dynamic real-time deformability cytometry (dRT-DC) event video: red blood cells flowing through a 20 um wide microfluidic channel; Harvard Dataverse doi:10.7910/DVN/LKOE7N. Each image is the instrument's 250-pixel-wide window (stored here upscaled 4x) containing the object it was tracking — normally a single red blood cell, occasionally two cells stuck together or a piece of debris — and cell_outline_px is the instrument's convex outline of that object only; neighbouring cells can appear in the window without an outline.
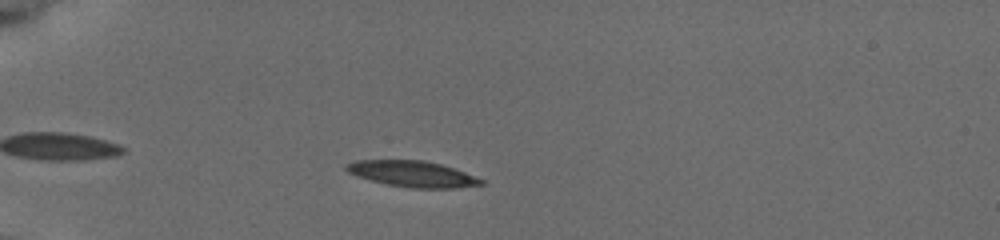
{"species": "common noctule bat (a hibernating species)", "species_latin": "Nyctalus noctula", "temperature_condition": "cold", "stored_images_in_passage": 43, "camera_frame_rate_fps": 3000, "um_per_image_px": 0.085, "animal": {"sex": "female", "body_mass_g": 19.5, "forearm_length_mm": 54.1}, "frame": {"image": 1, "passage_image": 8, "time_ms": 2.333, "image_size_px": [1000, 240], "cell_outline_px": [[484, 184], [452, 188], [412, 188], [388, 184], [368, 180], [356, 176], [348, 172], [344, 168], [344, 164], [356, 160], [424, 160], [440, 164], [464, 172], [484, 180]], "centroid_in_image_um": [34.99, 14.77], "position_along_channel_um": 50.0, "area_um2": 20.35}}
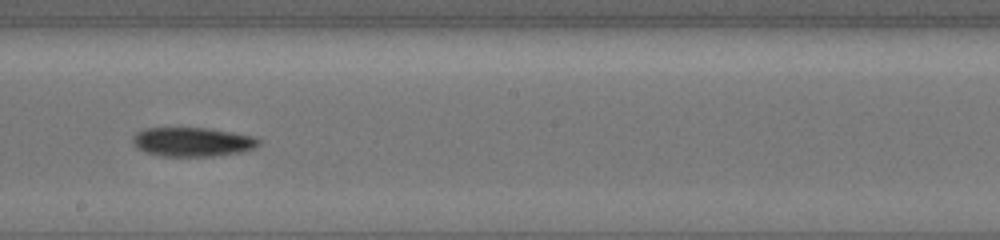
{"frame": {"image": 2, "passage_image": 25, "time_ms": 8.0, "image_size_px": [1000, 240], "cell_outline_px": [[260, 144], [252, 148], [240, 152], [212, 156], [160, 156], [144, 152], [136, 148], [132, 144], [132, 136], [136, 132], [144, 128], [208, 128], [252, 136], [260, 140]], "centroid_in_image_um": [16.27, 12.06], "position_along_channel_um": 231.9, "area_um2": 21.39}}
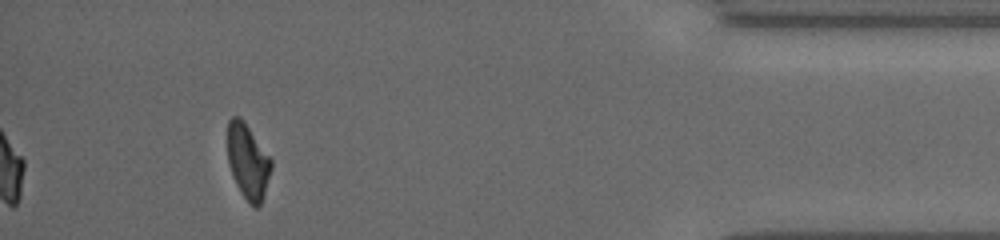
{"frame": {"image": 3, "passage_image": 43, "time_ms": 14.0, "image_size_px": [1000, 240], "cell_outline_px": [[272, 168], [260, 204], [256, 208], [240, 192], [232, 176], [228, 164], [228, 120], [232, 116], [240, 116], [244, 120], [272, 160]], "centroid_in_image_um": [21.05, 13.67], "position_along_channel_um": 414.1, "area_um2": 18.9}, "authors_computed_cell_mechanics": {"area_um2": 20.808, "velocity_mm_per_s": 3.7828, "shape_relaxation_time_tau1_ms": 10.8784, "shape_relaxation_time_tau2_ms": null, "deformation_change_tau1": 0.229, "deformation_change_tau2": null}}